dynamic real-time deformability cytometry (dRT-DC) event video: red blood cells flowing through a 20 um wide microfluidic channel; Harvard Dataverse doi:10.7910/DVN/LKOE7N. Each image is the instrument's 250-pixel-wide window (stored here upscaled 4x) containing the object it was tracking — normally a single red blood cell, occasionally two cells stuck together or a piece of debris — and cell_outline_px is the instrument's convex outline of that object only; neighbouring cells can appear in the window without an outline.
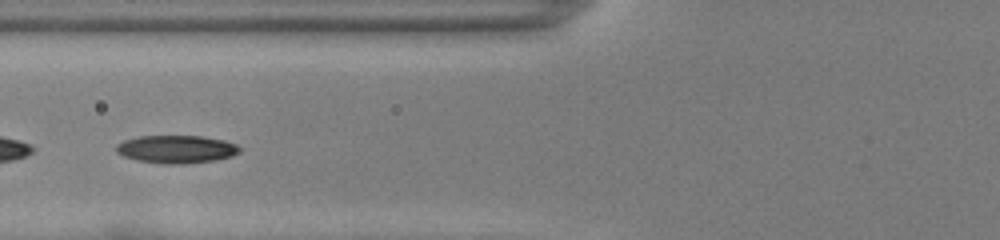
{"species": "common noctule bat (a hibernating species)", "species_latin": "Nyctalus noctula", "temperature_condition": "room temperature", "stored_images_in_passage": 42, "camera_frame_rate_fps": 3000, "um_per_image_px": 0.085, "animal": {"sex": "female", "body_mass_g": 22.0, "forearm_length_mm": 56.7}, "frame": {"image": 1, "passage_image": 13, "time_ms": 4.0, "image_size_px": [1000, 240], "cell_outline_px": [[240, 152], [232, 156], [216, 160], [184, 164], [160, 164], [136, 160], [124, 156], [116, 152], [116, 144], [124, 140], [140, 136], [204, 136], [224, 140], [236, 144], [240, 148]], "centroid_in_image_um": [14.99, 12.69], "position_along_channel_um": 110.8, "area_um2": 20.23}}
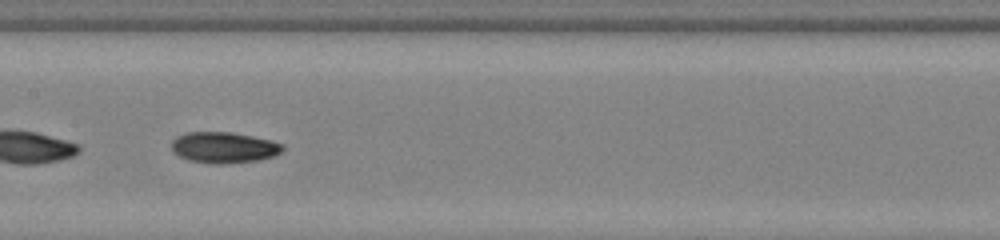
{"frame": {"image": 2, "passage_image": 19, "time_ms": 6.0, "image_size_px": [1000, 240], "cell_outline_px": [[284, 148], [280, 152], [272, 156], [260, 160], [224, 164], [212, 164], [188, 160], [180, 156], [172, 148], [172, 140], [176, 136], [184, 132], [232, 132], [272, 140], [284, 144]], "centroid_in_image_um": [19.04, 12.53], "position_along_channel_um": 188.4, "area_um2": 20.17}}
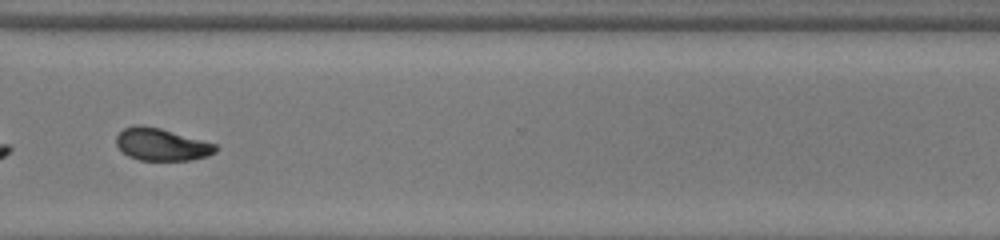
{"frame": {"image": 3, "passage_image": 32, "time_ms": 10.333, "image_size_px": [1000, 240], "cell_outline_px": [[220, 148], [216, 152], [208, 156], [192, 160], [140, 160], [128, 156], [116, 144], [116, 136], [124, 128], [136, 124], [140, 124], [160, 128], [216, 144]], "centroid_in_image_um": [13.75, 12.28], "position_along_channel_um": 356.8, "area_um2": 18.73}, "authors_computed_cell_mechanics": {"area_um2": 19.3919, "velocity_mm_per_s": 3.885, "shape_relaxation_time_tau1_ms": 3.7953, "shape_relaxation_time_tau2_ms": 9.2458, "deformation_change_tau1": 0.1215, "deformation_change_tau2": 0.1359}}